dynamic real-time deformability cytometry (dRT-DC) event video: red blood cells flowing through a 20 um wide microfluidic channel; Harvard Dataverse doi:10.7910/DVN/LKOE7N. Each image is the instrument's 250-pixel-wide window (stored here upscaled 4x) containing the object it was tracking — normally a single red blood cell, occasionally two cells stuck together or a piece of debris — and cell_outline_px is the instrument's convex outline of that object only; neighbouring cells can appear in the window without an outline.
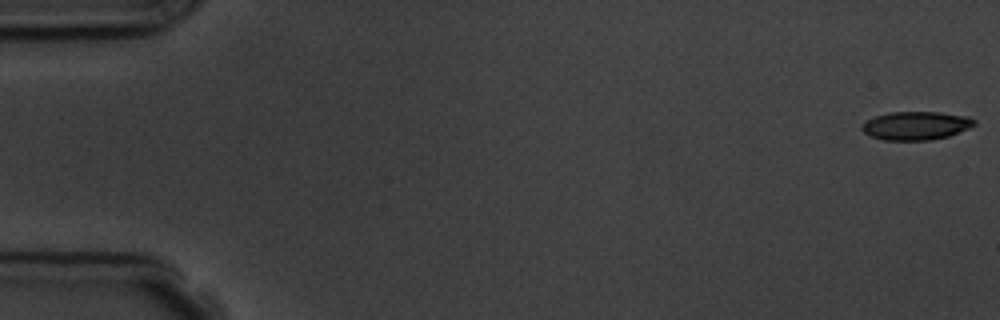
{"species": "common noctule bat (a hibernating species)", "species_latin": "Nyctalus noctula", "temperature_condition": "room temperature", "stored_images_in_passage": 5, "camera_frame_rate_fps": 3000, "um_per_image_px": 0.085, "animal": {"sex": "male", "body_mass_g": 19.5, "forearm_length_mm": 54.6}, "frame": {"image": 1, "passage_image": 1, "time_ms": 0.0, "image_size_px": [1000, 320], "cell_outline_px": [[976, 124], [968, 128], [948, 136], [932, 140], [884, 140], [872, 136], [864, 132], [860, 128], [868, 120], [876, 116], [888, 112], [940, 112], [968, 116], [976, 120]], "centroid_in_image_um": [77.88, 10.67], "position_along_channel_um": 7.1, "area_um2": 18.5}}
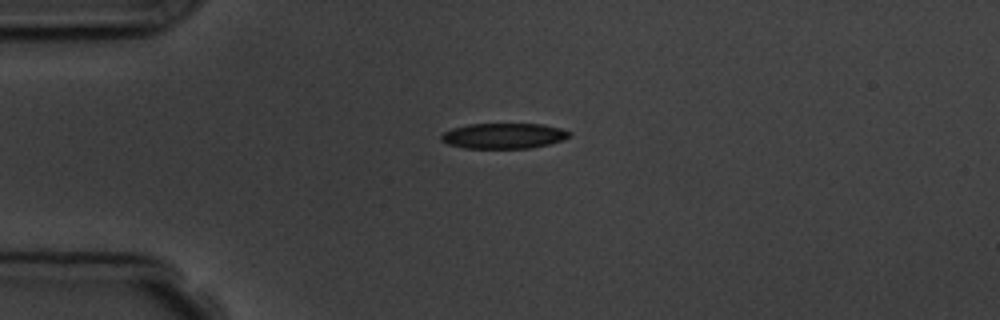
{"frame": {"image": 2, "passage_image": 4, "time_ms": 4.333, "image_size_px": [1000, 320], "cell_outline_px": [[572, 136], [564, 140], [532, 148], [464, 148], [448, 144], [440, 140], [440, 136], [444, 132], [452, 128], [468, 124], [544, 124], [560, 128], [572, 132]], "centroid_in_image_um": [42.84, 11.54], "position_along_channel_um": 42.2, "area_um2": 19.19}}